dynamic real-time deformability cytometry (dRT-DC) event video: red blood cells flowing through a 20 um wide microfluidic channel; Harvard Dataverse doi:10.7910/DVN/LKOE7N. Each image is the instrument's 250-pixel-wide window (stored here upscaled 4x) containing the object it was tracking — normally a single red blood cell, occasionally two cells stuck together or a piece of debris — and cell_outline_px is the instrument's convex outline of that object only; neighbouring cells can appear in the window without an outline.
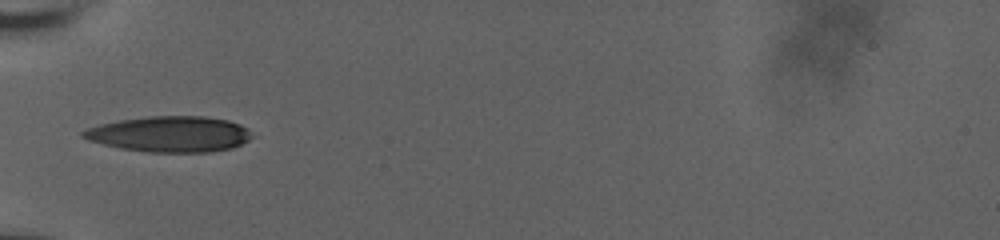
{"species": "human", "species_latin": "Homo sapiens", "temperature_condition": "room temperature", "stored_images_in_passage": 37, "camera_frame_rate_fps": 3000, "um_per_image_px": 0.085, "donor": {"sex": "male"}, "frame": {"image": 1, "passage_image": 1, "time_ms": 0.0, "image_size_px": [1000, 240], "cell_outline_px": [[252, 136], [248, 140], [232, 148], [208, 152], [148, 152], [120, 148], [88, 140], [80, 136], [80, 132], [88, 128], [100, 124], [120, 120], [148, 116], [204, 116], [228, 120], [240, 124], [248, 128]], "centroid_in_image_um": [14.43, 11.39], "position_along_channel_um": 70.6, "area_um2": 35.14}}
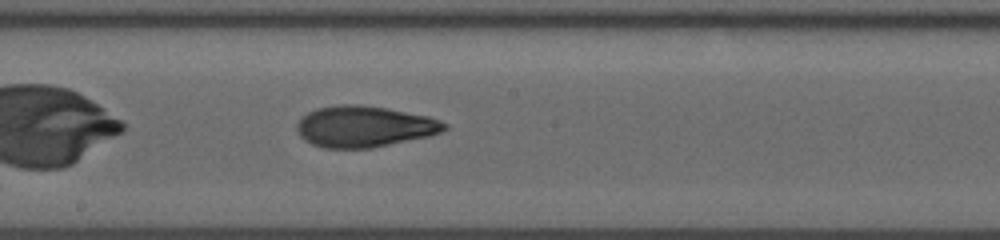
{"frame": {"image": 2, "passage_image": 13, "time_ms": 4.0, "image_size_px": [1000, 240], "cell_outline_px": [[448, 128], [440, 132], [428, 136], [372, 148], [324, 148], [312, 144], [304, 140], [300, 136], [296, 128], [296, 124], [308, 112], [316, 108], [340, 104], [356, 104], [388, 108], [428, 116], [440, 120], [448, 124]], "centroid_in_image_um": [30.96, 10.75], "position_along_channel_um": 217.2, "area_um2": 35.43}}
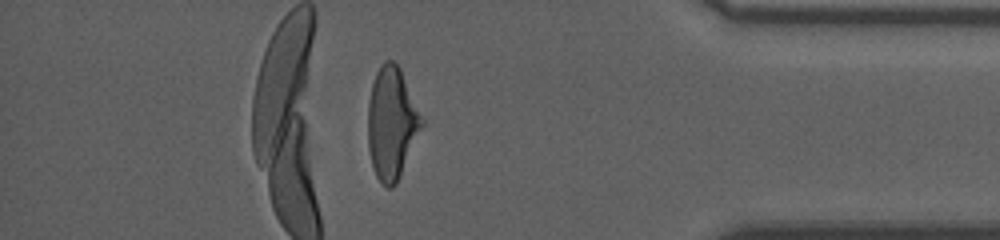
{"frame": {"image": 3, "passage_image": 30, "time_ms": 9.667, "image_size_px": [1000, 240], "cell_outline_px": [[424, 124], [400, 176], [396, 184], [392, 188], [388, 188], [380, 184], [376, 176], [372, 164], [368, 148], [368, 104], [372, 84], [376, 72], [380, 64], [384, 60], [392, 60], [400, 68], [424, 120]], "centroid_in_image_um": [33.29, 10.48], "position_along_channel_um": 401.9, "area_um2": 35.2}, "authors_computed_cell_mechanics": {"area_um2": 35.1424, "velocity_mm_per_s": 3.74, "shape_relaxation_time_tau1_ms": 7.1353, "shape_relaxation_time_tau2_ms": 2.3411, "deformation_change_tau1": 0.2202, "deformation_change_tau2": 0.0973}}